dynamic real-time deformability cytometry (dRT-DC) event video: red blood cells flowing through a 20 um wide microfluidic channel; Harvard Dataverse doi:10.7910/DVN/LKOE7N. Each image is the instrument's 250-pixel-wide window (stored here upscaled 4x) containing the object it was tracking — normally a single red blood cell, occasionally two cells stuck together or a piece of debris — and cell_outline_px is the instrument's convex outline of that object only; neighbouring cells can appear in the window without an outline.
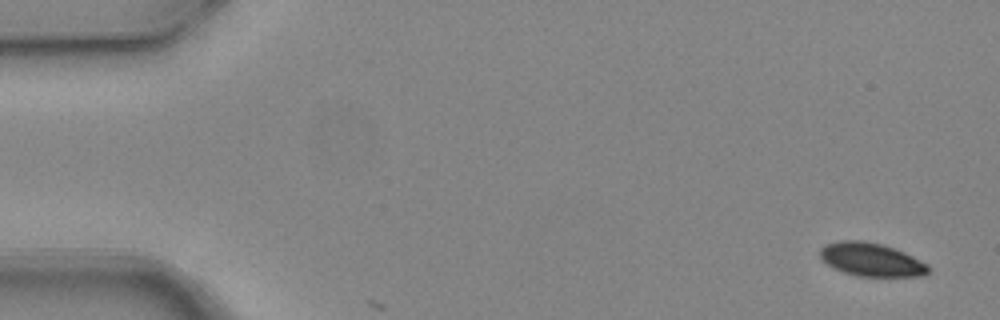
{"species": "common noctule bat (a hibernating species)", "species_latin": "Nyctalus noctula", "temperature_condition": "warm", "stored_images_in_passage": 8, "camera_frame_rate_fps": 3000, "um_per_image_px": 0.085, "animal": {"sex": "female", "body_mass_g": 24.6, "forearm_length_mm": 56.2}, "frame": {"image": 1, "passage_image": 1, "time_ms": 0.0, "image_size_px": [1000, 320], "cell_outline_px": [[932, 268], [924, 276], [856, 276], [844, 272], [820, 260], [820, 248], [824, 244], [840, 240], [864, 240], [884, 244], [904, 252], [928, 264]], "centroid_in_image_um": [74.06, 22.05], "position_along_channel_um": 10.9, "area_um2": 21.27}}
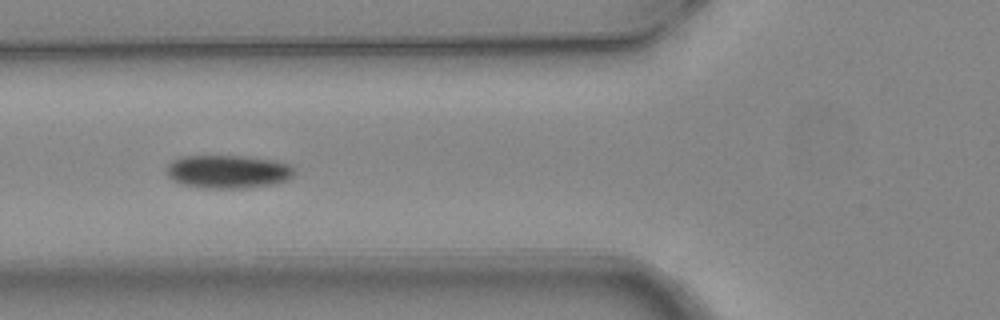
{"frame": {"image": 2, "passage_image": 6, "time_ms": 1.667, "image_size_px": [1000, 320], "cell_outline_px": [[296, 172], [288, 180], [276, 184], [244, 188], [208, 188], [184, 184], [172, 180], [168, 176], [168, 164], [172, 160], [180, 156], [244, 156], [276, 160], [292, 164], [296, 168]], "centroid_in_image_um": [19.46, 14.58], "position_along_channel_um": 106.3, "area_um2": 25.03}}
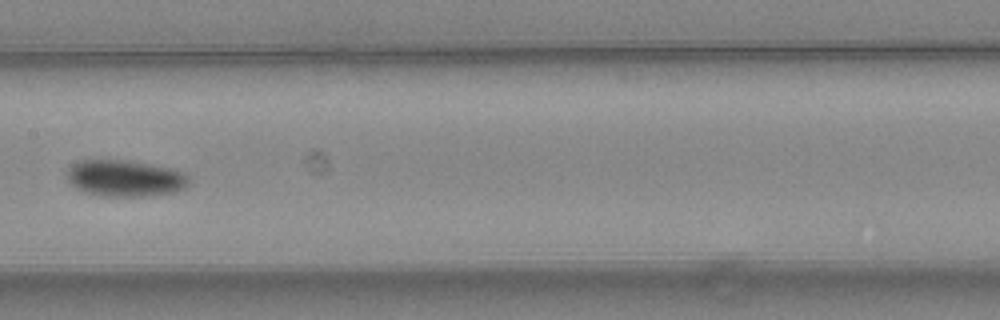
{"frame": {"image": 3, "passage_image": 8, "time_ms": 2.333, "image_size_px": [1000, 320], "cell_outline_px": [[188, 184], [184, 188], [176, 192], [152, 196], [100, 196], [84, 192], [76, 188], [64, 176], [64, 172], [68, 168], [80, 160], [124, 160], [172, 168], [184, 172], [188, 176]], "centroid_in_image_um": [10.6, 15.16], "position_along_channel_um": 196.8, "area_um2": 26.18}}